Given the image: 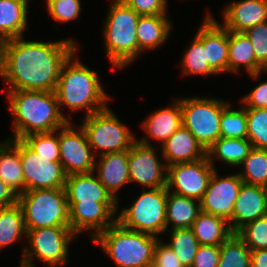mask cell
I'll list each match as a JSON object with an SVG mask.
<instances>
[{"label":"cell","instance_id":"cell-1","mask_svg":"<svg viewBox=\"0 0 267 267\" xmlns=\"http://www.w3.org/2000/svg\"><path fill=\"white\" fill-rule=\"evenodd\" d=\"M73 39L56 42L25 41L22 37L0 43V76L8 90L55 91L60 72L77 51Z\"/></svg>","mask_w":267,"mask_h":267},{"label":"cell","instance_id":"cell-2","mask_svg":"<svg viewBox=\"0 0 267 267\" xmlns=\"http://www.w3.org/2000/svg\"><path fill=\"white\" fill-rule=\"evenodd\" d=\"M14 116V135L9 139H23L27 135L55 131L70 120L61 112L54 91L7 90Z\"/></svg>","mask_w":267,"mask_h":267},{"label":"cell","instance_id":"cell-3","mask_svg":"<svg viewBox=\"0 0 267 267\" xmlns=\"http://www.w3.org/2000/svg\"><path fill=\"white\" fill-rule=\"evenodd\" d=\"M74 59L72 54L62 66L54 91L59 107L67 106L73 111L84 108L85 116L107 108L109 97L99 82L97 72Z\"/></svg>","mask_w":267,"mask_h":267},{"label":"cell","instance_id":"cell-4","mask_svg":"<svg viewBox=\"0 0 267 267\" xmlns=\"http://www.w3.org/2000/svg\"><path fill=\"white\" fill-rule=\"evenodd\" d=\"M117 267H148L153 264L159 238L123 227L118 221L93 239Z\"/></svg>","mask_w":267,"mask_h":267},{"label":"cell","instance_id":"cell-5","mask_svg":"<svg viewBox=\"0 0 267 267\" xmlns=\"http://www.w3.org/2000/svg\"><path fill=\"white\" fill-rule=\"evenodd\" d=\"M110 6L103 28L106 56L114 67L121 69L138 56L136 28L140 15L122 0H113Z\"/></svg>","mask_w":267,"mask_h":267},{"label":"cell","instance_id":"cell-6","mask_svg":"<svg viewBox=\"0 0 267 267\" xmlns=\"http://www.w3.org/2000/svg\"><path fill=\"white\" fill-rule=\"evenodd\" d=\"M26 230L70 226V204L65 188L36 189L18 196Z\"/></svg>","mask_w":267,"mask_h":267},{"label":"cell","instance_id":"cell-7","mask_svg":"<svg viewBox=\"0 0 267 267\" xmlns=\"http://www.w3.org/2000/svg\"><path fill=\"white\" fill-rule=\"evenodd\" d=\"M167 197V187L143 189L131 207L117 215V221L126 229L153 236L165 232Z\"/></svg>","mask_w":267,"mask_h":267},{"label":"cell","instance_id":"cell-8","mask_svg":"<svg viewBox=\"0 0 267 267\" xmlns=\"http://www.w3.org/2000/svg\"><path fill=\"white\" fill-rule=\"evenodd\" d=\"M83 119L81 127L94 155L97 152L103 155L129 150L136 141L135 135L120 122L109 106Z\"/></svg>","mask_w":267,"mask_h":267},{"label":"cell","instance_id":"cell-9","mask_svg":"<svg viewBox=\"0 0 267 267\" xmlns=\"http://www.w3.org/2000/svg\"><path fill=\"white\" fill-rule=\"evenodd\" d=\"M182 125L186 127L208 151L221 137L220 119L223 100L190 97L181 98Z\"/></svg>","mask_w":267,"mask_h":267},{"label":"cell","instance_id":"cell-10","mask_svg":"<svg viewBox=\"0 0 267 267\" xmlns=\"http://www.w3.org/2000/svg\"><path fill=\"white\" fill-rule=\"evenodd\" d=\"M26 237L29 247L25 246L22 261L33 265L32 258L39 259L50 267L66 265L68 258V245L77 235L70 226H54L30 229Z\"/></svg>","mask_w":267,"mask_h":267},{"label":"cell","instance_id":"cell-11","mask_svg":"<svg viewBox=\"0 0 267 267\" xmlns=\"http://www.w3.org/2000/svg\"><path fill=\"white\" fill-rule=\"evenodd\" d=\"M20 159L25 191L65 188L67 175L61 162L40 156L22 139H20Z\"/></svg>","mask_w":267,"mask_h":267},{"label":"cell","instance_id":"cell-12","mask_svg":"<svg viewBox=\"0 0 267 267\" xmlns=\"http://www.w3.org/2000/svg\"><path fill=\"white\" fill-rule=\"evenodd\" d=\"M58 142L60 162L67 176L95 172L97 159L81 126L76 130L69 121L58 128Z\"/></svg>","mask_w":267,"mask_h":267},{"label":"cell","instance_id":"cell-13","mask_svg":"<svg viewBox=\"0 0 267 267\" xmlns=\"http://www.w3.org/2000/svg\"><path fill=\"white\" fill-rule=\"evenodd\" d=\"M149 142L146 137L136 140L128 150L130 183H139L143 189L167 187L168 167L159 161Z\"/></svg>","mask_w":267,"mask_h":267},{"label":"cell","instance_id":"cell-14","mask_svg":"<svg viewBox=\"0 0 267 267\" xmlns=\"http://www.w3.org/2000/svg\"><path fill=\"white\" fill-rule=\"evenodd\" d=\"M215 168L208 156L168 166L167 188L174 194L201 201Z\"/></svg>","mask_w":267,"mask_h":267},{"label":"cell","instance_id":"cell-15","mask_svg":"<svg viewBox=\"0 0 267 267\" xmlns=\"http://www.w3.org/2000/svg\"><path fill=\"white\" fill-rule=\"evenodd\" d=\"M243 180L238 174L219 177L215 169L204 196L201 200V211L220 216L229 221Z\"/></svg>","mask_w":267,"mask_h":267},{"label":"cell","instance_id":"cell-16","mask_svg":"<svg viewBox=\"0 0 267 267\" xmlns=\"http://www.w3.org/2000/svg\"><path fill=\"white\" fill-rule=\"evenodd\" d=\"M70 229L76 234L93 230L91 236L96 237L100 232L113 225L117 218L118 202H69ZM114 217V219H112ZM95 231V232H94Z\"/></svg>","mask_w":267,"mask_h":267},{"label":"cell","instance_id":"cell-17","mask_svg":"<svg viewBox=\"0 0 267 267\" xmlns=\"http://www.w3.org/2000/svg\"><path fill=\"white\" fill-rule=\"evenodd\" d=\"M267 215V188L242 183L238 192L233 216L228 221L233 233H237L249 222Z\"/></svg>","mask_w":267,"mask_h":267},{"label":"cell","instance_id":"cell-18","mask_svg":"<svg viewBox=\"0 0 267 267\" xmlns=\"http://www.w3.org/2000/svg\"><path fill=\"white\" fill-rule=\"evenodd\" d=\"M224 28L245 32L249 28L267 22V0H241L228 4L223 12Z\"/></svg>","mask_w":267,"mask_h":267},{"label":"cell","instance_id":"cell-19","mask_svg":"<svg viewBox=\"0 0 267 267\" xmlns=\"http://www.w3.org/2000/svg\"><path fill=\"white\" fill-rule=\"evenodd\" d=\"M203 47L209 65L218 74L228 73L229 30L210 14L203 20Z\"/></svg>","mask_w":267,"mask_h":267},{"label":"cell","instance_id":"cell-20","mask_svg":"<svg viewBox=\"0 0 267 267\" xmlns=\"http://www.w3.org/2000/svg\"><path fill=\"white\" fill-rule=\"evenodd\" d=\"M161 151L167 167L176 163L193 162L207 156V151L183 125L162 144Z\"/></svg>","mask_w":267,"mask_h":267},{"label":"cell","instance_id":"cell-21","mask_svg":"<svg viewBox=\"0 0 267 267\" xmlns=\"http://www.w3.org/2000/svg\"><path fill=\"white\" fill-rule=\"evenodd\" d=\"M93 174L94 172L71 174L66 177L68 202H118Z\"/></svg>","mask_w":267,"mask_h":267},{"label":"cell","instance_id":"cell-22","mask_svg":"<svg viewBox=\"0 0 267 267\" xmlns=\"http://www.w3.org/2000/svg\"><path fill=\"white\" fill-rule=\"evenodd\" d=\"M97 177L103 186L118 200L117 191L130 183L128 150L100 155Z\"/></svg>","mask_w":267,"mask_h":267},{"label":"cell","instance_id":"cell-23","mask_svg":"<svg viewBox=\"0 0 267 267\" xmlns=\"http://www.w3.org/2000/svg\"><path fill=\"white\" fill-rule=\"evenodd\" d=\"M242 66L256 80L262 72H267L256 60L253 45L248 36L244 32L229 30L228 72H238Z\"/></svg>","mask_w":267,"mask_h":267},{"label":"cell","instance_id":"cell-24","mask_svg":"<svg viewBox=\"0 0 267 267\" xmlns=\"http://www.w3.org/2000/svg\"><path fill=\"white\" fill-rule=\"evenodd\" d=\"M142 126L151 139L163 144L182 126L180 98L167 108L155 110L142 123Z\"/></svg>","mask_w":267,"mask_h":267},{"label":"cell","instance_id":"cell-25","mask_svg":"<svg viewBox=\"0 0 267 267\" xmlns=\"http://www.w3.org/2000/svg\"><path fill=\"white\" fill-rule=\"evenodd\" d=\"M167 15H142L136 28L138 56L145 50H154L168 40L172 23ZM171 30V31H170Z\"/></svg>","mask_w":267,"mask_h":267},{"label":"cell","instance_id":"cell-26","mask_svg":"<svg viewBox=\"0 0 267 267\" xmlns=\"http://www.w3.org/2000/svg\"><path fill=\"white\" fill-rule=\"evenodd\" d=\"M0 179L18 196L25 192L20 139H7L0 145Z\"/></svg>","mask_w":267,"mask_h":267},{"label":"cell","instance_id":"cell-27","mask_svg":"<svg viewBox=\"0 0 267 267\" xmlns=\"http://www.w3.org/2000/svg\"><path fill=\"white\" fill-rule=\"evenodd\" d=\"M32 1V0H30ZM29 0H0V43L23 37Z\"/></svg>","mask_w":267,"mask_h":267},{"label":"cell","instance_id":"cell-28","mask_svg":"<svg viewBox=\"0 0 267 267\" xmlns=\"http://www.w3.org/2000/svg\"><path fill=\"white\" fill-rule=\"evenodd\" d=\"M199 245L220 246L232 234L228 221L201 211L191 227Z\"/></svg>","mask_w":267,"mask_h":267},{"label":"cell","instance_id":"cell-29","mask_svg":"<svg viewBox=\"0 0 267 267\" xmlns=\"http://www.w3.org/2000/svg\"><path fill=\"white\" fill-rule=\"evenodd\" d=\"M200 212L201 201L177 195L168 190L166 231L170 222L173 224L172 229L191 228Z\"/></svg>","mask_w":267,"mask_h":267},{"label":"cell","instance_id":"cell-30","mask_svg":"<svg viewBox=\"0 0 267 267\" xmlns=\"http://www.w3.org/2000/svg\"><path fill=\"white\" fill-rule=\"evenodd\" d=\"M253 149L252 143L248 139L222 138L220 137L207 151V156L211 165L214 158L220 159L227 165L239 166Z\"/></svg>","mask_w":267,"mask_h":267},{"label":"cell","instance_id":"cell-31","mask_svg":"<svg viewBox=\"0 0 267 267\" xmlns=\"http://www.w3.org/2000/svg\"><path fill=\"white\" fill-rule=\"evenodd\" d=\"M27 230L21 206L18 202L0 209V250L19 241Z\"/></svg>","mask_w":267,"mask_h":267},{"label":"cell","instance_id":"cell-32","mask_svg":"<svg viewBox=\"0 0 267 267\" xmlns=\"http://www.w3.org/2000/svg\"><path fill=\"white\" fill-rule=\"evenodd\" d=\"M191 46L184 53L182 61V69L184 75H213L218 74L210 65L207 60L206 49L203 47V23Z\"/></svg>","mask_w":267,"mask_h":267},{"label":"cell","instance_id":"cell-33","mask_svg":"<svg viewBox=\"0 0 267 267\" xmlns=\"http://www.w3.org/2000/svg\"><path fill=\"white\" fill-rule=\"evenodd\" d=\"M217 267H251V249L237 233H233L220 245Z\"/></svg>","mask_w":267,"mask_h":267},{"label":"cell","instance_id":"cell-34","mask_svg":"<svg viewBox=\"0 0 267 267\" xmlns=\"http://www.w3.org/2000/svg\"><path fill=\"white\" fill-rule=\"evenodd\" d=\"M239 166H243L237 173L243 183L267 188V149L253 148Z\"/></svg>","mask_w":267,"mask_h":267},{"label":"cell","instance_id":"cell-35","mask_svg":"<svg viewBox=\"0 0 267 267\" xmlns=\"http://www.w3.org/2000/svg\"><path fill=\"white\" fill-rule=\"evenodd\" d=\"M171 240L167 245L174 251L184 267H191L199 242L191 228L172 229Z\"/></svg>","mask_w":267,"mask_h":267},{"label":"cell","instance_id":"cell-36","mask_svg":"<svg viewBox=\"0 0 267 267\" xmlns=\"http://www.w3.org/2000/svg\"><path fill=\"white\" fill-rule=\"evenodd\" d=\"M227 101H223V111L220 119L222 138L247 139V117L244 106L239 110L231 108Z\"/></svg>","mask_w":267,"mask_h":267},{"label":"cell","instance_id":"cell-37","mask_svg":"<svg viewBox=\"0 0 267 267\" xmlns=\"http://www.w3.org/2000/svg\"><path fill=\"white\" fill-rule=\"evenodd\" d=\"M247 139L253 148L267 149V108H245Z\"/></svg>","mask_w":267,"mask_h":267},{"label":"cell","instance_id":"cell-38","mask_svg":"<svg viewBox=\"0 0 267 267\" xmlns=\"http://www.w3.org/2000/svg\"><path fill=\"white\" fill-rule=\"evenodd\" d=\"M22 140L40 156L52 158V161H60L58 129L51 132L30 134Z\"/></svg>","mask_w":267,"mask_h":267},{"label":"cell","instance_id":"cell-39","mask_svg":"<svg viewBox=\"0 0 267 267\" xmlns=\"http://www.w3.org/2000/svg\"><path fill=\"white\" fill-rule=\"evenodd\" d=\"M237 234L251 250L267 249V215L247 223Z\"/></svg>","mask_w":267,"mask_h":267},{"label":"cell","instance_id":"cell-40","mask_svg":"<svg viewBox=\"0 0 267 267\" xmlns=\"http://www.w3.org/2000/svg\"><path fill=\"white\" fill-rule=\"evenodd\" d=\"M50 16L59 23L78 19L81 13L80 0H46Z\"/></svg>","mask_w":267,"mask_h":267},{"label":"cell","instance_id":"cell-41","mask_svg":"<svg viewBox=\"0 0 267 267\" xmlns=\"http://www.w3.org/2000/svg\"><path fill=\"white\" fill-rule=\"evenodd\" d=\"M244 33L253 45L256 60L267 70V22L257 24Z\"/></svg>","mask_w":267,"mask_h":267},{"label":"cell","instance_id":"cell-42","mask_svg":"<svg viewBox=\"0 0 267 267\" xmlns=\"http://www.w3.org/2000/svg\"><path fill=\"white\" fill-rule=\"evenodd\" d=\"M129 8L140 16L166 15L167 0H122Z\"/></svg>","mask_w":267,"mask_h":267},{"label":"cell","instance_id":"cell-43","mask_svg":"<svg viewBox=\"0 0 267 267\" xmlns=\"http://www.w3.org/2000/svg\"><path fill=\"white\" fill-rule=\"evenodd\" d=\"M220 259V246L199 245L191 267H217Z\"/></svg>","mask_w":267,"mask_h":267},{"label":"cell","instance_id":"cell-44","mask_svg":"<svg viewBox=\"0 0 267 267\" xmlns=\"http://www.w3.org/2000/svg\"><path fill=\"white\" fill-rule=\"evenodd\" d=\"M155 267H184L169 245L159 239L155 251L153 264Z\"/></svg>","mask_w":267,"mask_h":267},{"label":"cell","instance_id":"cell-45","mask_svg":"<svg viewBox=\"0 0 267 267\" xmlns=\"http://www.w3.org/2000/svg\"><path fill=\"white\" fill-rule=\"evenodd\" d=\"M241 100L244 108H267V81L261 82Z\"/></svg>","mask_w":267,"mask_h":267},{"label":"cell","instance_id":"cell-46","mask_svg":"<svg viewBox=\"0 0 267 267\" xmlns=\"http://www.w3.org/2000/svg\"><path fill=\"white\" fill-rule=\"evenodd\" d=\"M18 195L0 179V209L16 204Z\"/></svg>","mask_w":267,"mask_h":267},{"label":"cell","instance_id":"cell-47","mask_svg":"<svg viewBox=\"0 0 267 267\" xmlns=\"http://www.w3.org/2000/svg\"><path fill=\"white\" fill-rule=\"evenodd\" d=\"M251 267H267V249L251 250Z\"/></svg>","mask_w":267,"mask_h":267},{"label":"cell","instance_id":"cell-48","mask_svg":"<svg viewBox=\"0 0 267 267\" xmlns=\"http://www.w3.org/2000/svg\"><path fill=\"white\" fill-rule=\"evenodd\" d=\"M20 265H19V267H35V265L33 264V265H30V264H28V263H25V262H23L22 260H20Z\"/></svg>","mask_w":267,"mask_h":267}]
</instances>
